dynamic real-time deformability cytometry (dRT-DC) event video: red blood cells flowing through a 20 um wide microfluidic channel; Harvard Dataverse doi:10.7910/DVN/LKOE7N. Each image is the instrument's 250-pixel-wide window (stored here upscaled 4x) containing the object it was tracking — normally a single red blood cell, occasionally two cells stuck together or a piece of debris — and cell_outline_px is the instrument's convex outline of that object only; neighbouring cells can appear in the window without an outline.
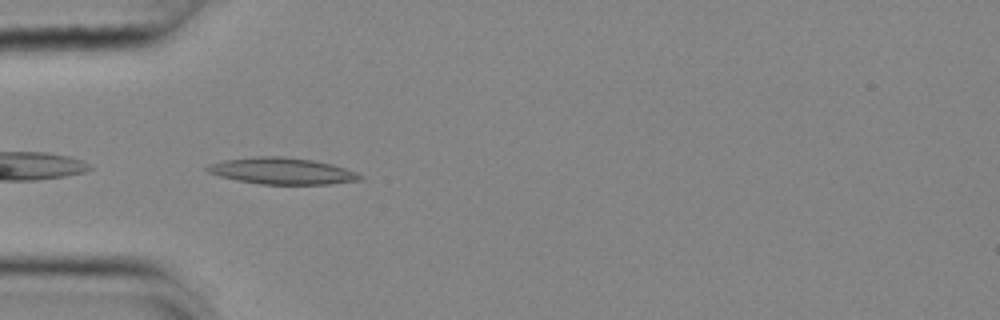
{"species": "common noctule bat (a hibernating species)", "species_latin": "Nyctalus noctula", "temperature_condition": "cold", "stored_images_in_passage": 41, "camera_frame_rate_fps": 3000, "um_per_image_px": 0.085, "animal": {"sex": "female", "body_mass_g": 25.1}, "frame": {"image": 1, "passage_image": 3, "time_ms": 0.667, "image_size_px": [1000, 320], "cell_outline_px": [[364, 180], [328, 184], [260, 184], [236, 180], [220, 176], [208, 172], [204, 168], [208, 164], [224, 160], [256, 156], [280, 156], [312, 160], [332, 164], [356, 172], [364, 176]], "centroid_in_image_um": [23.98, 14.53], "position_along_channel_um": 61.0, "area_um2": 23.64}}
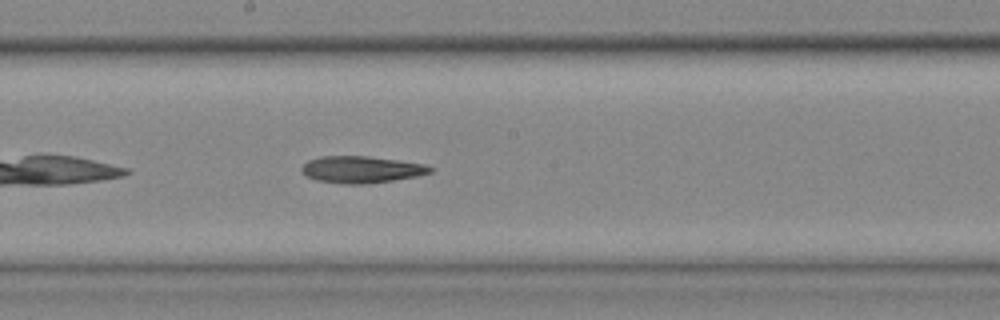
{"frame": {"image": 2, "passage_image": 16, "time_ms": 5.0, "image_size_px": [1000, 320], "cell_outline_px": [[436, 168], [432, 172], [420, 176], [392, 180], [360, 184], [344, 184], [316, 180], [304, 176], [300, 172], [300, 168], [308, 160], [320, 156], [368, 156], [424, 164]], "centroid_in_image_um": [30.69, 14.41], "position_along_channel_um": 217.5, "area_um2": 20.23}}
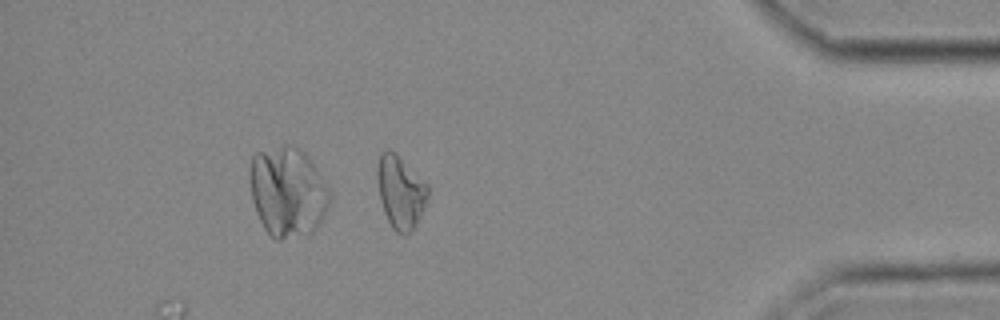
{"frame": {"image": 3, "passage_image": 34, "time_ms": 11.0, "image_size_px": [1000, 320], "cell_outline_px": [[428, 200], [412, 232], [404, 236], [396, 232], [392, 228], [384, 212], [380, 200], [376, 176], [376, 168], [380, 152], [388, 148], [428, 184]], "centroid_in_image_um": [34.03, 16.36], "position_along_channel_um": 401.2, "area_um2": 21.5}}